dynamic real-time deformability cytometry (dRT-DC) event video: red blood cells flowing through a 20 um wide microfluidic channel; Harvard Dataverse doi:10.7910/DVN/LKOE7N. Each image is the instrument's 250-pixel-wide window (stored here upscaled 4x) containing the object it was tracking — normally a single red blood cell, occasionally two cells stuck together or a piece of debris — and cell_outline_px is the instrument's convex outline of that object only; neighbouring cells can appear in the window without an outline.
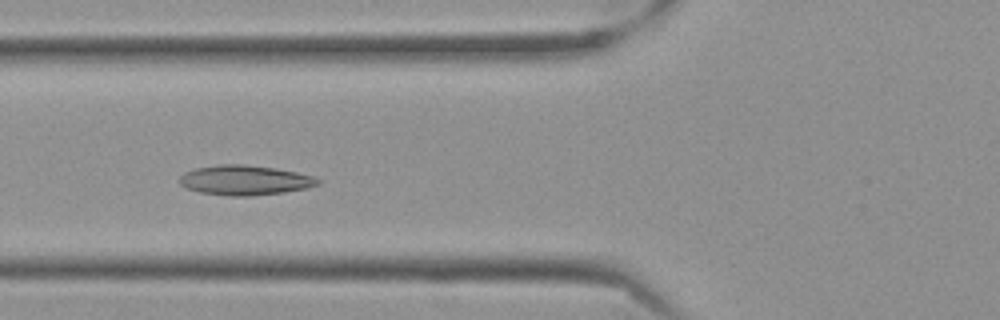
{"species": "Egyptian fruit bat (a non-hibernating species)", "species_latin": "Rousettus aegyptiacus", "temperature_condition": "cold", "stored_images_in_passage": 31, "camera_frame_rate_fps": 3000, "um_per_image_px": 0.085, "frame": {"image": 1, "passage_image": 7, "time_ms": 2.0, "image_size_px": [1000, 320], "cell_outline_px": [[320, 184], [308, 188], [284, 192], [252, 196], [228, 196], [200, 192], [188, 188], [180, 184], [180, 176], [184, 172], [196, 168], [220, 164], [244, 164], [276, 168], [296, 172], [312, 176], [320, 180]], "centroid_in_image_um": [20.82, 15.31], "position_along_channel_um": 105.0, "area_um2": 24.04}}
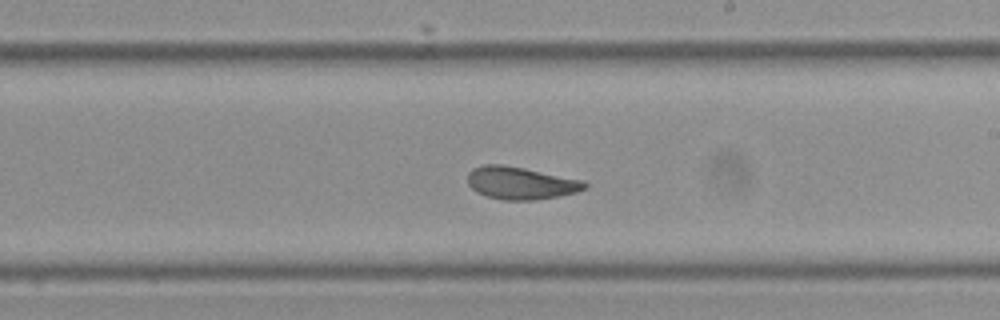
{"frame": {"image": 2, "passage_image": 19, "time_ms": 6.0, "image_size_px": [1000, 320], "cell_outline_px": [[588, 188], [576, 192], [560, 196], [536, 200], [500, 200], [476, 192], [468, 184], [468, 172], [472, 168], [484, 164], [500, 164], [584, 180], [588, 184]], "centroid_in_image_um": [44.26, 15.57], "position_along_channel_um": 244.7, "area_um2": 22.2}}
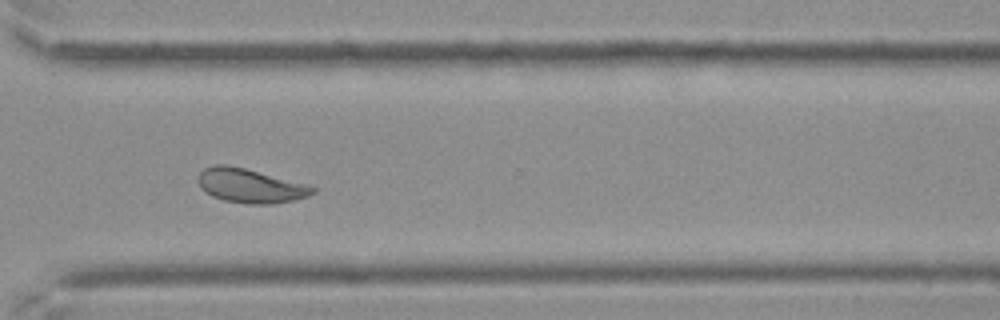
{"frame": {"image": 3, "passage_image": 28, "time_ms": 9.0, "image_size_px": [1000, 320], "cell_outline_px": [[316, 192], [308, 196], [292, 200], [272, 204], [248, 204], [224, 200], [212, 196], [204, 192], [200, 188], [200, 172], [204, 168], [216, 164], [228, 164], [308, 184], [316, 188]], "centroid_in_image_um": [21.29, 15.79], "position_along_channel_um": 349.3, "area_um2": 22.72}, "authors_computed_cell_mechanics": {"area_um2": 22.7154, "velocity_mm_per_s": 3.4859, "shape_relaxation_time_tau1_ms": 7.3578, "shape_relaxation_time_tau2_ms": 1.787, "deformation_change_tau1": 0.1441, "deformation_change_tau2": 0.0772}}